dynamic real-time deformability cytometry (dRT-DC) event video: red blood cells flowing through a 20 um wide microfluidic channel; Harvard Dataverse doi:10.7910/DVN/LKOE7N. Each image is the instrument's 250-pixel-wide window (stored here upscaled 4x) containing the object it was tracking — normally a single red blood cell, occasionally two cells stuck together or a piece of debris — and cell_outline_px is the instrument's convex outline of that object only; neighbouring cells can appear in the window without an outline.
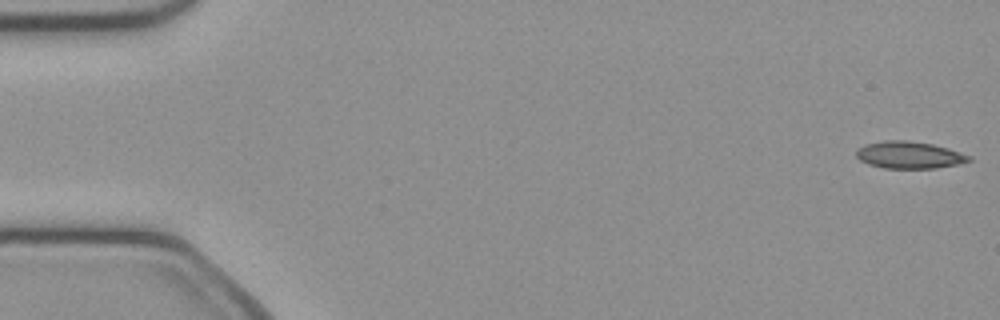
{"species": "common noctule bat (a hibernating species)", "species_latin": "Nyctalus noctula", "temperature_condition": "cold", "stored_images_in_passage": 11, "segment_of_instrument_passage": [1, 2], "camera_frame_rate_fps": 3000, "um_per_image_px": 0.085, "animal": {"sex": "female", "body_mass_g": 21.9}, "frame": {"image": 1, "passage_image": 1, "time_ms": 0.0, "image_size_px": [1000, 320], "cell_outline_px": [[972, 160], [960, 164], [936, 168], [884, 168], [868, 164], [860, 160], [856, 156], [856, 148], [864, 144], [884, 140], [908, 140], [932, 144], [948, 148], [972, 156]], "centroid_in_image_um": [77.28, 13.17], "position_along_channel_um": 7.7, "area_um2": 17.98}}